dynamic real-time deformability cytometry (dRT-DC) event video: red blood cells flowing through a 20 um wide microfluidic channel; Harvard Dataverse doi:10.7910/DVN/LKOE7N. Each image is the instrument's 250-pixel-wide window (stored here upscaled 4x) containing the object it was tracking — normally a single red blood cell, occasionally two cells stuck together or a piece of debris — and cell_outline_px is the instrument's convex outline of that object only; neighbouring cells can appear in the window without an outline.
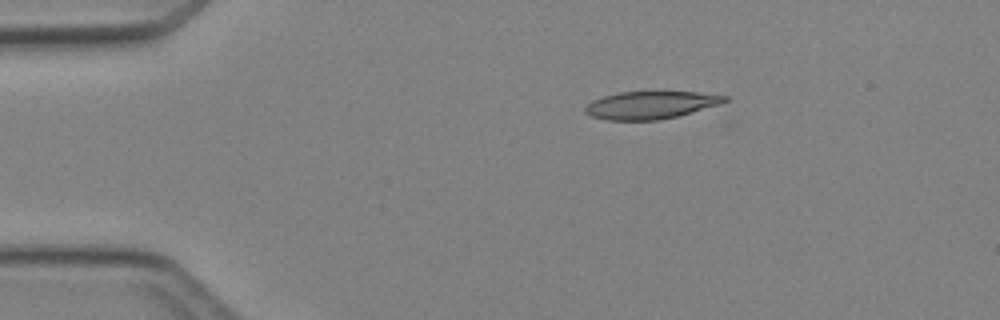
{"species": "Egyptian fruit bat (a non-hibernating species)", "species_latin": "Rousettus aegyptiacus", "temperature_condition": "cold", "stored_images_in_passage": 3, "camera_frame_rate_fps": 3000, "um_per_image_px": 0.085, "animal": {"sex": "female"}, "frame": {"image": 1, "passage_image": 1, "time_ms": 0.0, "image_size_px": [1000, 320], "cell_outline_px": [[728, 100], [720, 104], [676, 116], [660, 120], [608, 120], [592, 116], [584, 112], [584, 108], [592, 100], [604, 96], [620, 92], [700, 92], [728, 96]], "centroid_in_image_um": [55.3, 8.92], "position_along_channel_um": 29.7, "area_um2": 22.25}}
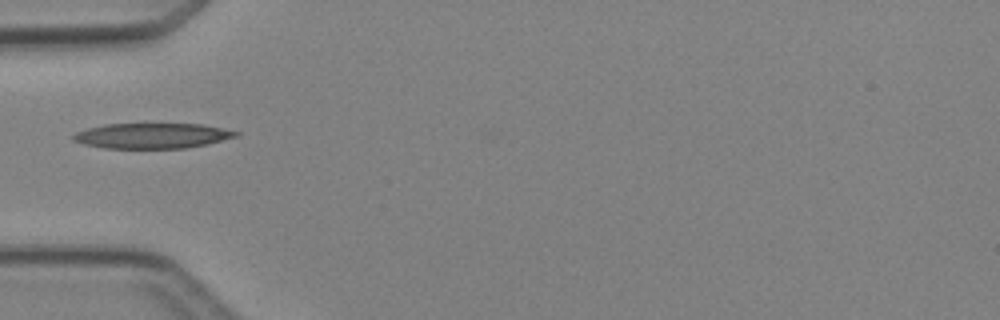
{"frame": {"image": 2, "passage_image": 3, "time_ms": 2.333, "image_size_px": [1000, 320], "cell_outline_px": [[240, 136], [208, 144], [184, 148], [104, 148], [84, 144], [72, 140], [72, 136], [76, 132], [88, 128], [104, 124], [204, 124], [240, 132]], "centroid_in_image_um": [12.96, 11.54], "position_along_channel_um": 72.0, "area_um2": 24.04}}